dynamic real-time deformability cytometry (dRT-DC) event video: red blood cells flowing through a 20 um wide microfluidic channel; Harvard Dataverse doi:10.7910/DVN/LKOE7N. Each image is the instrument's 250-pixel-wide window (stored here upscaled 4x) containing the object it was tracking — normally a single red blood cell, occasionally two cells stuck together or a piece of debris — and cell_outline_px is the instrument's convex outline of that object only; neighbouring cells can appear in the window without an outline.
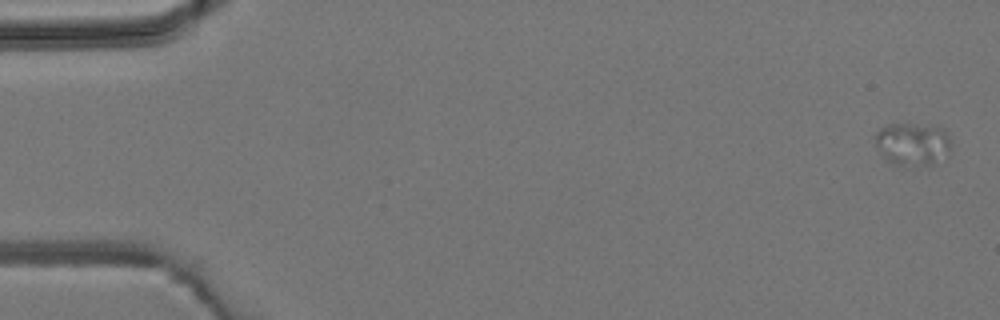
{"species": "common noctule bat (a hibernating species)", "species_latin": "Nyctalus noctula", "temperature_condition": "room temperature", "stored_images_in_passage": 8, "camera_frame_rate_fps": 3000, "um_per_image_px": 0.085, "animal": {"sex": "male", "body_mass_g": 19.2, "forearm_length_mm": 51.8}, "frame": {"image": 1, "passage_image": 1, "time_ms": 0.0, "image_size_px": [1000, 320], "cell_outline_px": [[952, 144], [948, 152], [932, 164], [896, 164], [884, 160], [872, 136], [880, 128], [888, 124], [940, 124], [944, 128]], "centroid_in_image_um": [77.55, 12.17], "position_along_channel_um": 7.4, "area_um2": 19.07}}
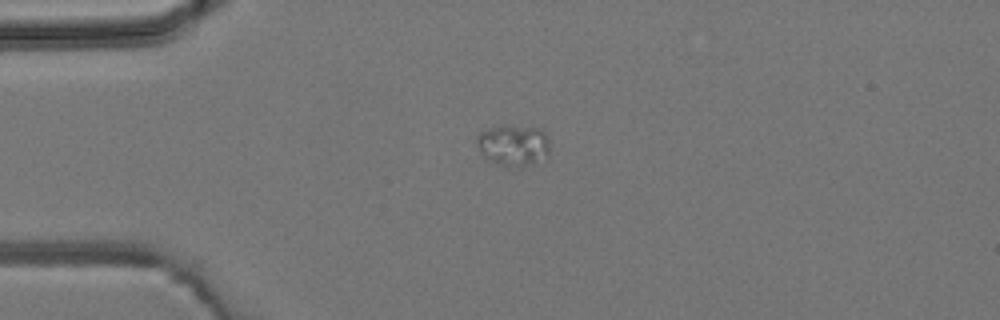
{"frame": {"image": 2, "passage_image": 4, "time_ms": 3.667, "image_size_px": [1000, 320], "cell_outline_px": [[548, 156], [520, 168], [516, 168], [496, 164], [488, 160], [480, 152], [476, 144], [476, 136], [480, 132], [488, 128], [540, 128], [548, 136]], "centroid_in_image_um": [43.61, 12.4], "position_along_channel_um": 41.4, "area_um2": 17.17}}